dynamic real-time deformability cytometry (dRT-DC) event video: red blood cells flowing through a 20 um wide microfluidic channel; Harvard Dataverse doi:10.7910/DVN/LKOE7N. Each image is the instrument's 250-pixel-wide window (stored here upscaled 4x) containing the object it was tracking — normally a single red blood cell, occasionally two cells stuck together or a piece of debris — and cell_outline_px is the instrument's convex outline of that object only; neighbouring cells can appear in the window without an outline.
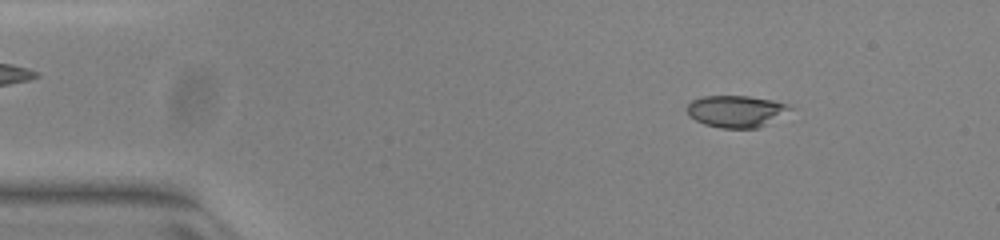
{"species": "common noctule bat (a hibernating species)", "species_latin": "Nyctalus noctula", "temperature_condition": "warm", "stored_images_in_passage": 51, "camera_frame_rate_fps": 3000, "um_per_image_px": 0.085, "animal": {"sex": "female", "body_mass_g": 23.0, "forearm_length_mm": 53.4}, "frame": {"image": 1, "passage_image": 6, "time_ms": 1.667, "image_size_px": [1000, 240], "cell_outline_px": [[796, 108], [756, 128], [720, 128], [704, 124], [688, 116], [688, 104], [692, 100], [700, 96], [748, 96], [772, 100], [788, 104]], "centroid_in_image_um": [62.55, 9.44], "position_along_channel_um": 22.4, "area_um2": 19.02}}
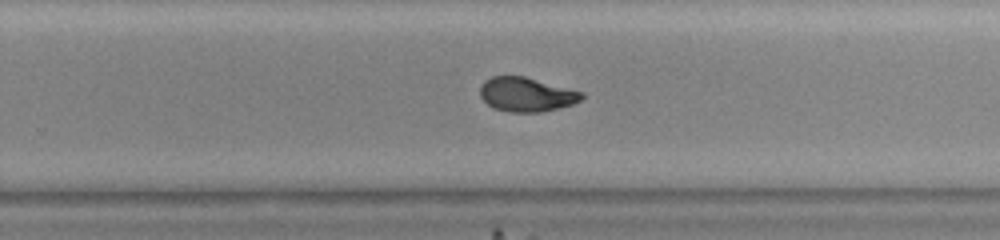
{"frame": {"image": 2, "passage_image": 32, "time_ms": 10.333, "image_size_px": [1000, 240], "cell_outline_px": [[584, 96], [580, 100], [572, 104], [540, 112], [508, 112], [492, 108], [480, 96], [480, 88], [484, 80], [492, 76], [524, 76], [584, 92]], "centroid_in_image_um": [44.72, 8.02], "position_along_channel_um": 285.1, "area_um2": 20.23}}
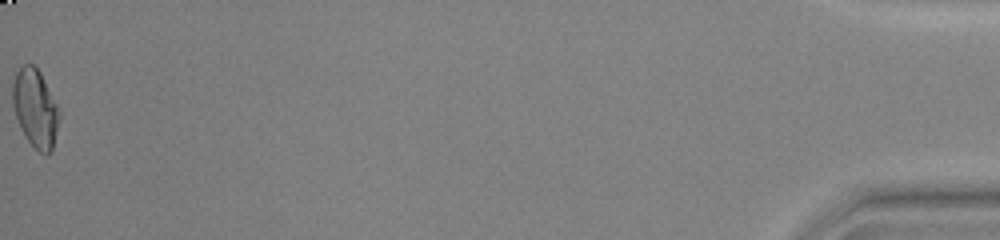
{"frame": {"image": 3, "passage_image": 51, "time_ms": 16.667, "image_size_px": [1000, 240], "cell_outline_px": [[60, 116], [52, 152], [40, 152], [24, 136], [20, 128], [12, 104], [12, 84], [16, 72], [24, 64], [32, 64], [40, 72], [60, 112]], "centroid_in_image_um": [2.98, 9.2], "position_along_channel_um": 432.2, "area_um2": 20.98}, "authors_computed_cell_mechanics": {"area_um2": 20.4034, "velocity_mm_per_s": 3.9598, "shape_relaxation_time_tau1_ms": 4.2289, "shape_relaxation_time_tau2_ms": 1.3944, "deformation_change_tau1": 0.1691, "deformation_change_tau2": 0.0551}}